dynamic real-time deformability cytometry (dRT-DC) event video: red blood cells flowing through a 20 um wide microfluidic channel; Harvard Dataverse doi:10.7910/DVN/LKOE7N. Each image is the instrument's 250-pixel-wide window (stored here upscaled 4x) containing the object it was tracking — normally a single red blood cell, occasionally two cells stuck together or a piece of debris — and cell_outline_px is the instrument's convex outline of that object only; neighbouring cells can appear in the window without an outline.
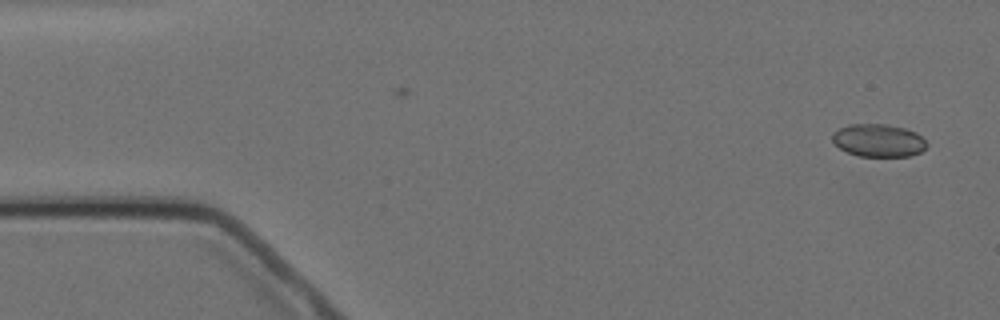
{"species": "Egyptian fruit bat (a non-hibernating species)", "species_latin": "Rousettus aegyptiacus", "temperature_condition": "cold", "stored_images_in_passage": 3, "camera_frame_rate_fps": 3000, "um_per_image_px": 0.085, "animal": {"sex": "female"}, "frame": {"image": 1, "passage_image": 3, "time_ms": 2.0, "image_size_px": [1000, 320], "cell_outline_px": [[928, 144], [920, 152], [908, 156], [860, 156], [848, 152], [840, 148], [832, 140], [832, 132], [848, 124], [888, 124], [904, 128], [916, 132]], "centroid_in_image_um": [74.65, 11.92], "position_along_channel_um": 10.3, "area_um2": 17.92}}